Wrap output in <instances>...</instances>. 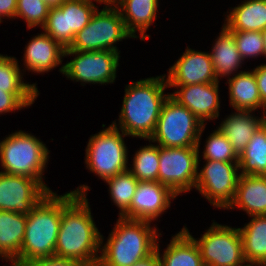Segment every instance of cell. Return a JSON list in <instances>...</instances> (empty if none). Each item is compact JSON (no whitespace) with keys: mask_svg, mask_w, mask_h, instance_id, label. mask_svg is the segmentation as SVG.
Masks as SVG:
<instances>
[{"mask_svg":"<svg viewBox=\"0 0 266 266\" xmlns=\"http://www.w3.org/2000/svg\"><path fill=\"white\" fill-rule=\"evenodd\" d=\"M23 54V74L26 70L36 74H44L62 65L59 72L64 71L65 48L47 35L44 31L33 36L24 48Z\"/></svg>","mask_w":266,"mask_h":266,"instance_id":"cell-18","label":"cell"},{"mask_svg":"<svg viewBox=\"0 0 266 266\" xmlns=\"http://www.w3.org/2000/svg\"><path fill=\"white\" fill-rule=\"evenodd\" d=\"M230 8L223 23L230 31L266 30V0H244Z\"/></svg>","mask_w":266,"mask_h":266,"instance_id":"cell-26","label":"cell"},{"mask_svg":"<svg viewBox=\"0 0 266 266\" xmlns=\"http://www.w3.org/2000/svg\"><path fill=\"white\" fill-rule=\"evenodd\" d=\"M133 266H161L157 251L153 252L147 258L138 261Z\"/></svg>","mask_w":266,"mask_h":266,"instance_id":"cell-39","label":"cell"},{"mask_svg":"<svg viewBox=\"0 0 266 266\" xmlns=\"http://www.w3.org/2000/svg\"><path fill=\"white\" fill-rule=\"evenodd\" d=\"M6 136L0 141L1 172L27 176L47 186L43 181L50 157L47 145L40 138L22 130Z\"/></svg>","mask_w":266,"mask_h":266,"instance_id":"cell-5","label":"cell"},{"mask_svg":"<svg viewBox=\"0 0 266 266\" xmlns=\"http://www.w3.org/2000/svg\"><path fill=\"white\" fill-rule=\"evenodd\" d=\"M98 133L92 134L85 149L86 169L104 181L128 170V147L124 139L127 135L112 124Z\"/></svg>","mask_w":266,"mask_h":266,"instance_id":"cell-7","label":"cell"},{"mask_svg":"<svg viewBox=\"0 0 266 266\" xmlns=\"http://www.w3.org/2000/svg\"><path fill=\"white\" fill-rule=\"evenodd\" d=\"M21 69L16 57L0 54V88H36L38 90L37 83L29 84L24 80Z\"/></svg>","mask_w":266,"mask_h":266,"instance_id":"cell-33","label":"cell"},{"mask_svg":"<svg viewBox=\"0 0 266 266\" xmlns=\"http://www.w3.org/2000/svg\"><path fill=\"white\" fill-rule=\"evenodd\" d=\"M167 85H193L220 81L217 79L210 53L186 47L185 52L168 68Z\"/></svg>","mask_w":266,"mask_h":266,"instance_id":"cell-17","label":"cell"},{"mask_svg":"<svg viewBox=\"0 0 266 266\" xmlns=\"http://www.w3.org/2000/svg\"><path fill=\"white\" fill-rule=\"evenodd\" d=\"M212 221L200 238H194L186 224L183 227L198 245L204 266H248L239 228Z\"/></svg>","mask_w":266,"mask_h":266,"instance_id":"cell-9","label":"cell"},{"mask_svg":"<svg viewBox=\"0 0 266 266\" xmlns=\"http://www.w3.org/2000/svg\"><path fill=\"white\" fill-rule=\"evenodd\" d=\"M254 113V114H253ZM255 111L235 110L217 127L227 137L239 155L257 129L266 121V115L255 116Z\"/></svg>","mask_w":266,"mask_h":266,"instance_id":"cell-21","label":"cell"},{"mask_svg":"<svg viewBox=\"0 0 266 266\" xmlns=\"http://www.w3.org/2000/svg\"><path fill=\"white\" fill-rule=\"evenodd\" d=\"M214 41L209 52L217 79L221 80L243 72V70L238 72V69H241L244 60L237 49L233 33L224 24Z\"/></svg>","mask_w":266,"mask_h":266,"instance_id":"cell-22","label":"cell"},{"mask_svg":"<svg viewBox=\"0 0 266 266\" xmlns=\"http://www.w3.org/2000/svg\"><path fill=\"white\" fill-rule=\"evenodd\" d=\"M50 6L43 0H17L15 19H23L28 29L42 28L47 20Z\"/></svg>","mask_w":266,"mask_h":266,"instance_id":"cell-34","label":"cell"},{"mask_svg":"<svg viewBox=\"0 0 266 266\" xmlns=\"http://www.w3.org/2000/svg\"><path fill=\"white\" fill-rule=\"evenodd\" d=\"M238 164L242 175H266V121L239 154Z\"/></svg>","mask_w":266,"mask_h":266,"instance_id":"cell-28","label":"cell"},{"mask_svg":"<svg viewBox=\"0 0 266 266\" xmlns=\"http://www.w3.org/2000/svg\"><path fill=\"white\" fill-rule=\"evenodd\" d=\"M62 217V195L50 191L27 214L20 255L11 263L23 266L39 258L54 256Z\"/></svg>","mask_w":266,"mask_h":266,"instance_id":"cell-4","label":"cell"},{"mask_svg":"<svg viewBox=\"0 0 266 266\" xmlns=\"http://www.w3.org/2000/svg\"><path fill=\"white\" fill-rule=\"evenodd\" d=\"M27 215L0 210V258L12 263L19 255L23 243Z\"/></svg>","mask_w":266,"mask_h":266,"instance_id":"cell-25","label":"cell"},{"mask_svg":"<svg viewBox=\"0 0 266 266\" xmlns=\"http://www.w3.org/2000/svg\"><path fill=\"white\" fill-rule=\"evenodd\" d=\"M100 3V5L102 4H106V5H114L118 0H96Z\"/></svg>","mask_w":266,"mask_h":266,"instance_id":"cell-41","label":"cell"},{"mask_svg":"<svg viewBox=\"0 0 266 266\" xmlns=\"http://www.w3.org/2000/svg\"><path fill=\"white\" fill-rule=\"evenodd\" d=\"M219 82L167 86L177 89L170 96L206 125L207 121H215L220 116Z\"/></svg>","mask_w":266,"mask_h":266,"instance_id":"cell-16","label":"cell"},{"mask_svg":"<svg viewBox=\"0 0 266 266\" xmlns=\"http://www.w3.org/2000/svg\"><path fill=\"white\" fill-rule=\"evenodd\" d=\"M198 147L159 146L158 181L177 196L188 193L196 186Z\"/></svg>","mask_w":266,"mask_h":266,"instance_id":"cell-12","label":"cell"},{"mask_svg":"<svg viewBox=\"0 0 266 266\" xmlns=\"http://www.w3.org/2000/svg\"><path fill=\"white\" fill-rule=\"evenodd\" d=\"M200 157L194 189L213 207L227 210L234 199L240 176L238 162L204 160L205 164L200 169Z\"/></svg>","mask_w":266,"mask_h":266,"instance_id":"cell-11","label":"cell"},{"mask_svg":"<svg viewBox=\"0 0 266 266\" xmlns=\"http://www.w3.org/2000/svg\"><path fill=\"white\" fill-rule=\"evenodd\" d=\"M229 104L232 110L258 111L266 115V107L262 104L255 74L251 70L228 77Z\"/></svg>","mask_w":266,"mask_h":266,"instance_id":"cell-24","label":"cell"},{"mask_svg":"<svg viewBox=\"0 0 266 266\" xmlns=\"http://www.w3.org/2000/svg\"><path fill=\"white\" fill-rule=\"evenodd\" d=\"M149 145L140 146L133 155L132 164H128V170L138 181H158L159 171V145L153 144L150 139Z\"/></svg>","mask_w":266,"mask_h":266,"instance_id":"cell-29","label":"cell"},{"mask_svg":"<svg viewBox=\"0 0 266 266\" xmlns=\"http://www.w3.org/2000/svg\"><path fill=\"white\" fill-rule=\"evenodd\" d=\"M50 191L38 180L0 171V210L27 215Z\"/></svg>","mask_w":266,"mask_h":266,"instance_id":"cell-14","label":"cell"},{"mask_svg":"<svg viewBox=\"0 0 266 266\" xmlns=\"http://www.w3.org/2000/svg\"><path fill=\"white\" fill-rule=\"evenodd\" d=\"M128 38H133V36L127 31L117 7L104 4L102 9L97 8L89 23L75 35L68 49L74 51L111 50L121 53L115 44Z\"/></svg>","mask_w":266,"mask_h":266,"instance_id":"cell-8","label":"cell"},{"mask_svg":"<svg viewBox=\"0 0 266 266\" xmlns=\"http://www.w3.org/2000/svg\"><path fill=\"white\" fill-rule=\"evenodd\" d=\"M251 70L255 74L261 102L266 107V64L262 63Z\"/></svg>","mask_w":266,"mask_h":266,"instance_id":"cell-37","label":"cell"},{"mask_svg":"<svg viewBox=\"0 0 266 266\" xmlns=\"http://www.w3.org/2000/svg\"><path fill=\"white\" fill-rule=\"evenodd\" d=\"M109 187V196L113 204L119 208L121 217L129 208L136 191L138 179L129 171L115 175L104 180Z\"/></svg>","mask_w":266,"mask_h":266,"instance_id":"cell-30","label":"cell"},{"mask_svg":"<svg viewBox=\"0 0 266 266\" xmlns=\"http://www.w3.org/2000/svg\"><path fill=\"white\" fill-rule=\"evenodd\" d=\"M23 266H85V265L74 259L62 258L54 255L51 257L31 260L25 263Z\"/></svg>","mask_w":266,"mask_h":266,"instance_id":"cell-36","label":"cell"},{"mask_svg":"<svg viewBox=\"0 0 266 266\" xmlns=\"http://www.w3.org/2000/svg\"><path fill=\"white\" fill-rule=\"evenodd\" d=\"M96 0H66L59 7L50 8L42 30L68 48L75 35L90 21L94 12L99 8Z\"/></svg>","mask_w":266,"mask_h":266,"instance_id":"cell-13","label":"cell"},{"mask_svg":"<svg viewBox=\"0 0 266 266\" xmlns=\"http://www.w3.org/2000/svg\"><path fill=\"white\" fill-rule=\"evenodd\" d=\"M252 218L243 227H238L242 239L243 255L248 266L266 264V215Z\"/></svg>","mask_w":266,"mask_h":266,"instance_id":"cell-27","label":"cell"},{"mask_svg":"<svg viewBox=\"0 0 266 266\" xmlns=\"http://www.w3.org/2000/svg\"><path fill=\"white\" fill-rule=\"evenodd\" d=\"M117 120L112 125L127 136L150 139L155 131L164 101L170 95L165 74L129 82Z\"/></svg>","mask_w":266,"mask_h":266,"instance_id":"cell-2","label":"cell"},{"mask_svg":"<svg viewBox=\"0 0 266 266\" xmlns=\"http://www.w3.org/2000/svg\"><path fill=\"white\" fill-rule=\"evenodd\" d=\"M17 0H0V24L3 19H15Z\"/></svg>","mask_w":266,"mask_h":266,"instance_id":"cell-38","label":"cell"},{"mask_svg":"<svg viewBox=\"0 0 266 266\" xmlns=\"http://www.w3.org/2000/svg\"><path fill=\"white\" fill-rule=\"evenodd\" d=\"M159 242L156 251L161 266H204L198 245L183 228L171 237L162 253Z\"/></svg>","mask_w":266,"mask_h":266,"instance_id":"cell-23","label":"cell"},{"mask_svg":"<svg viewBox=\"0 0 266 266\" xmlns=\"http://www.w3.org/2000/svg\"><path fill=\"white\" fill-rule=\"evenodd\" d=\"M39 95L36 88H0V116L29 108Z\"/></svg>","mask_w":266,"mask_h":266,"instance_id":"cell-32","label":"cell"},{"mask_svg":"<svg viewBox=\"0 0 266 266\" xmlns=\"http://www.w3.org/2000/svg\"><path fill=\"white\" fill-rule=\"evenodd\" d=\"M160 0H118L114 5L121 13L127 31L133 38L145 41L149 26L157 20ZM140 34H137V33Z\"/></svg>","mask_w":266,"mask_h":266,"instance_id":"cell-19","label":"cell"},{"mask_svg":"<svg viewBox=\"0 0 266 266\" xmlns=\"http://www.w3.org/2000/svg\"><path fill=\"white\" fill-rule=\"evenodd\" d=\"M73 59L64 64L62 75L74 82L85 84H113L117 77L120 53L111 50L74 51L65 48L64 58Z\"/></svg>","mask_w":266,"mask_h":266,"instance_id":"cell-10","label":"cell"},{"mask_svg":"<svg viewBox=\"0 0 266 266\" xmlns=\"http://www.w3.org/2000/svg\"><path fill=\"white\" fill-rule=\"evenodd\" d=\"M236 208L248 217L266 215V175L240 174L234 199L227 209Z\"/></svg>","mask_w":266,"mask_h":266,"instance_id":"cell-20","label":"cell"},{"mask_svg":"<svg viewBox=\"0 0 266 266\" xmlns=\"http://www.w3.org/2000/svg\"><path fill=\"white\" fill-rule=\"evenodd\" d=\"M202 160H217L221 162H238L239 155L233 149L227 137L216 127L206 138Z\"/></svg>","mask_w":266,"mask_h":266,"instance_id":"cell-31","label":"cell"},{"mask_svg":"<svg viewBox=\"0 0 266 266\" xmlns=\"http://www.w3.org/2000/svg\"><path fill=\"white\" fill-rule=\"evenodd\" d=\"M177 195L159 181H138L130 208L121 216L125 219L152 222L160 218Z\"/></svg>","mask_w":266,"mask_h":266,"instance_id":"cell-15","label":"cell"},{"mask_svg":"<svg viewBox=\"0 0 266 266\" xmlns=\"http://www.w3.org/2000/svg\"><path fill=\"white\" fill-rule=\"evenodd\" d=\"M206 128L188 108L180 105L170 95L164 101L154 133L150 137L159 146L198 147Z\"/></svg>","mask_w":266,"mask_h":266,"instance_id":"cell-6","label":"cell"},{"mask_svg":"<svg viewBox=\"0 0 266 266\" xmlns=\"http://www.w3.org/2000/svg\"><path fill=\"white\" fill-rule=\"evenodd\" d=\"M233 33L237 49L244 60L265 58L263 32L260 31H231ZM259 56V57H258Z\"/></svg>","mask_w":266,"mask_h":266,"instance_id":"cell-35","label":"cell"},{"mask_svg":"<svg viewBox=\"0 0 266 266\" xmlns=\"http://www.w3.org/2000/svg\"><path fill=\"white\" fill-rule=\"evenodd\" d=\"M46 4L52 7H59L66 0H43Z\"/></svg>","mask_w":266,"mask_h":266,"instance_id":"cell-40","label":"cell"},{"mask_svg":"<svg viewBox=\"0 0 266 266\" xmlns=\"http://www.w3.org/2000/svg\"><path fill=\"white\" fill-rule=\"evenodd\" d=\"M145 220L119 217L106 242L101 234L97 266H133L156 251L159 228Z\"/></svg>","mask_w":266,"mask_h":266,"instance_id":"cell-3","label":"cell"},{"mask_svg":"<svg viewBox=\"0 0 266 266\" xmlns=\"http://www.w3.org/2000/svg\"><path fill=\"white\" fill-rule=\"evenodd\" d=\"M86 184L62 194V217L54 255L77 260L85 266H97L101 232L91 213Z\"/></svg>","mask_w":266,"mask_h":266,"instance_id":"cell-1","label":"cell"},{"mask_svg":"<svg viewBox=\"0 0 266 266\" xmlns=\"http://www.w3.org/2000/svg\"><path fill=\"white\" fill-rule=\"evenodd\" d=\"M263 38H264V50H265V58H266V30L263 31Z\"/></svg>","mask_w":266,"mask_h":266,"instance_id":"cell-42","label":"cell"}]
</instances>
